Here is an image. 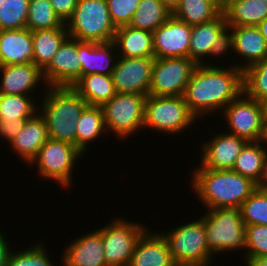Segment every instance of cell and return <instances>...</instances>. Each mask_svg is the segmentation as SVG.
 <instances>
[{
  "instance_id": "cell-1",
  "label": "cell",
  "mask_w": 267,
  "mask_h": 266,
  "mask_svg": "<svg viewBox=\"0 0 267 266\" xmlns=\"http://www.w3.org/2000/svg\"><path fill=\"white\" fill-rule=\"evenodd\" d=\"M198 64L183 95L197 119L217 114L243 92V71L230 66Z\"/></svg>"
},
{
  "instance_id": "cell-2",
  "label": "cell",
  "mask_w": 267,
  "mask_h": 266,
  "mask_svg": "<svg viewBox=\"0 0 267 266\" xmlns=\"http://www.w3.org/2000/svg\"><path fill=\"white\" fill-rule=\"evenodd\" d=\"M190 188L205 209L240 208L258 185L233 169H194Z\"/></svg>"
},
{
  "instance_id": "cell-3",
  "label": "cell",
  "mask_w": 267,
  "mask_h": 266,
  "mask_svg": "<svg viewBox=\"0 0 267 266\" xmlns=\"http://www.w3.org/2000/svg\"><path fill=\"white\" fill-rule=\"evenodd\" d=\"M38 112L47 125L48 137L76 146L79 117L88 106L72 87H44Z\"/></svg>"
},
{
  "instance_id": "cell-4",
  "label": "cell",
  "mask_w": 267,
  "mask_h": 266,
  "mask_svg": "<svg viewBox=\"0 0 267 266\" xmlns=\"http://www.w3.org/2000/svg\"><path fill=\"white\" fill-rule=\"evenodd\" d=\"M202 216L206 243L213 256L237 250L244 252L242 255L246 254V229L240 208L209 209Z\"/></svg>"
},
{
  "instance_id": "cell-5",
  "label": "cell",
  "mask_w": 267,
  "mask_h": 266,
  "mask_svg": "<svg viewBox=\"0 0 267 266\" xmlns=\"http://www.w3.org/2000/svg\"><path fill=\"white\" fill-rule=\"evenodd\" d=\"M65 25L69 37L81 42H112L117 30L110 17L107 0H78Z\"/></svg>"
},
{
  "instance_id": "cell-6",
  "label": "cell",
  "mask_w": 267,
  "mask_h": 266,
  "mask_svg": "<svg viewBox=\"0 0 267 266\" xmlns=\"http://www.w3.org/2000/svg\"><path fill=\"white\" fill-rule=\"evenodd\" d=\"M199 216L200 218L179 224V227L170 231H161L177 266H211V261L215 258L206 243L204 218Z\"/></svg>"
},
{
  "instance_id": "cell-7",
  "label": "cell",
  "mask_w": 267,
  "mask_h": 266,
  "mask_svg": "<svg viewBox=\"0 0 267 266\" xmlns=\"http://www.w3.org/2000/svg\"><path fill=\"white\" fill-rule=\"evenodd\" d=\"M198 122L183 96L148 95L144 105L143 128L173 136Z\"/></svg>"
},
{
  "instance_id": "cell-8",
  "label": "cell",
  "mask_w": 267,
  "mask_h": 266,
  "mask_svg": "<svg viewBox=\"0 0 267 266\" xmlns=\"http://www.w3.org/2000/svg\"><path fill=\"white\" fill-rule=\"evenodd\" d=\"M83 155L76 146L49 138L28 166H35L39 177L52 179L65 189L71 187L73 169Z\"/></svg>"
},
{
  "instance_id": "cell-9",
  "label": "cell",
  "mask_w": 267,
  "mask_h": 266,
  "mask_svg": "<svg viewBox=\"0 0 267 266\" xmlns=\"http://www.w3.org/2000/svg\"><path fill=\"white\" fill-rule=\"evenodd\" d=\"M145 99V95L117 93L104 103L101 108L107 133L112 131L122 141L142 130Z\"/></svg>"
},
{
  "instance_id": "cell-10",
  "label": "cell",
  "mask_w": 267,
  "mask_h": 266,
  "mask_svg": "<svg viewBox=\"0 0 267 266\" xmlns=\"http://www.w3.org/2000/svg\"><path fill=\"white\" fill-rule=\"evenodd\" d=\"M139 221L132 222L116 217L97 230L102 235L107 266H128L137 241L149 229Z\"/></svg>"
},
{
  "instance_id": "cell-11",
  "label": "cell",
  "mask_w": 267,
  "mask_h": 266,
  "mask_svg": "<svg viewBox=\"0 0 267 266\" xmlns=\"http://www.w3.org/2000/svg\"><path fill=\"white\" fill-rule=\"evenodd\" d=\"M197 65L189 57L155 58L149 95L183 96Z\"/></svg>"
},
{
  "instance_id": "cell-12",
  "label": "cell",
  "mask_w": 267,
  "mask_h": 266,
  "mask_svg": "<svg viewBox=\"0 0 267 266\" xmlns=\"http://www.w3.org/2000/svg\"><path fill=\"white\" fill-rule=\"evenodd\" d=\"M227 53L228 26L223 12L209 22L192 26L189 46L190 59L197 64H207L206 60H208V64H212L209 60H213V57L221 58L222 55L227 56Z\"/></svg>"
},
{
  "instance_id": "cell-13",
  "label": "cell",
  "mask_w": 267,
  "mask_h": 266,
  "mask_svg": "<svg viewBox=\"0 0 267 266\" xmlns=\"http://www.w3.org/2000/svg\"><path fill=\"white\" fill-rule=\"evenodd\" d=\"M218 114L225 120V125L229 128L227 132L247 141H260L263 121L261 106L257 100L242 92Z\"/></svg>"
},
{
  "instance_id": "cell-14",
  "label": "cell",
  "mask_w": 267,
  "mask_h": 266,
  "mask_svg": "<svg viewBox=\"0 0 267 266\" xmlns=\"http://www.w3.org/2000/svg\"><path fill=\"white\" fill-rule=\"evenodd\" d=\"M155 57H119L111 74L117 93L149 95Z\"/></svg>"
},
{
  "instance_id": "cell-15",
  "label": "cell",
  "mask_w": 267,
  "mask_h": 266,
  "mask_svg": "<svg viewBox=\"0 0 267 266\" xmlns=\"http://www.w3.org/2000/svg\"><path fill=\"white\" fill-rule=\"evenodd\" d=\"M210 135V140H202L200 166L194 169L228 170L233 169L237 157L247 140L229 132ZM214 136V137H212Z\"/></svg>"
},
{
  "instance_id": "cell-16",
  "label": "cell",
  "mask_w": 267,
  "mask_h": 266,
  "mask_svg": "<svg viewBox=\"0 0 267 266\" xmlns=\"http://www.w3.org/2000/svg\"><path fill=\"white\" fill-rule=\"evenodd\" d=\"M48 87H72L81 77L78 40L67 37L43 70Z\"/></svg>"
},
{
  "instance_id": "cell-17",
  "label": "cell",
  "mask_w": 267,
  "mask_h": 266,
  "mask_svg": "<svg viewBox=\"0 0 267 266\" xmlns=\"http://www.w3.org/2000/svg\"><path fill=\"white\" fill-rule=\"evenodd\" d=\"M231 51L239 56V60H242L241 63L232 62V64L244 71L249 66L267 58V41L257 26L228 27L229 54Z\"/></svg>"
},
{
  "instance_id": "cell-18",
  "label": "cell",
  "mask_w": 267,
  "mask_h": 266,
  "mask_svg": "<svg viewBox=\"0 0 267 266\" xmlns=\"http://www.w3.org/2000/svg\"><path fill=\"white\" fill-rule=\"evenodd\" d=\"M192 26L173 15L153 34L155 58L189 57Z\"/></svg>"
},
{
  "instance_id": "cell-19",
  "label": "cell",
  "mask_w": 267,
  "mask_h": 266,
  "mask_svg": "<svg viewBox=\"0 0 267 266\" xmlns=\"http://www.w3.org/2000/svg\"><path fill=\"white\" fill-rule=\"evenodd\" d=\"M66 245L60 266H107L101 233L95 229Z\"/></svg>"
},
{
  "instance_id": "cell-20",
  "label": "cell",
  "mask_w": 267,
  "mask_h": 266,
  "mask_svg": "<svg viewBox=\"0 0 267 266\" xmlns=\"http://www.w3.org/2000/svg\"><path fill=\"white\" fill-rule=\"evenodd\" d=\"M0 74V94L34 96L36 86L48 87L43 71L34 63L0 66Z\"/></svg>"
},
{
  "instance_id": "cell-21",
  "label": "cell",
  "mask_w": 267,
  "mask_h": 266,
  "mask_svg": "<svg viewBox=\"0 0 267 266\" xmlns=\"http://www.w3.org/2000/svg\"><path fill=\"white\" fill-rule=\"evenodd\" d=\"M146 230L136 243L128 266H177L161 232Z\"/></svg>"
},
{
  "instance_id": "cell-22",
  "label": "cell",
  "mask_w": 267,
  "mask_h": 266,
  "mask_svg": "<svg viewBox=\"0 0 267 266\" xmlns=\"http://www.w3.org/2000/svg\"><path fill=\"white\" fill-rule=\"evenodd\" d=\"M81 76L88 74L111 75L118 58L115 43L81 42L78 40Z\"/></svg>"
},
{
  "instance_id": "cell-23",
  "label": "cell",
  "mask_w": 267,
  "mask_h": 266,
  "mask_svg": "<svg viewBox=\"0 0 267 266\" xmlns=\"http://www.w3.org/2000/svg\"><path fill=\"white\" fill-rule=\"evenodd\" d=\"M48 139L45 120L37 112L27 120L24 127L7 146L11 147L12 153L16 152L15 154L21 158V161L29 165Z\"/></svg>"
},
{
  "instance_id": "cell-24",
  "label": "cell",
  "mask_w": 267,
  "mask_h": 266,
  "mask_svg": "<svg viewBox=\"0 0 267 266\" xmlns=\"http://www.w3.org/2000/svg\"><path fill=\"white\" fill-rule=\"evenodd\" d=\"M33 63L32 31L28 28L0 31V66Z\"/></svg>"
},
{
  "instance_id": "cell-25",
  "label": "cell",
  "mask_w": 267,
  "mask_h": 266,
  "mask_svg": "<svg viewBox=\"0 0 267 266\" xmlns=\"http://www.w3.org/2000/svg\"><path fill=\"white\" fill-rule=\"evenodd\" d=\"M113 42L119 57H154L153 34L129 25L118 27Z\"/></svg>"
},
{
  "instance_id": "cell-26",
  "label": "cell",
  "mask_w": 267,
  "mask_h": 266,
  "mask_svg": "<svg viewBox=\"0 0 267 266\" xmlns=\"http://www.w3.org/2000/svg\"><path fill=\"white\" fill-rule=\"evenodd\" d=\"M233 170L264 186L267 177V149L260 141H248L237 157Z\"/></svg>"
},
{
  "instance_id": "cell-27",
  "label": "cell",
  "mask_w": 267,
  "mask_h": 266,
  "mask_svg": "<svg viewBox=\"0 0 267 266\" xmlns=\"http://www.w3.org/2000/svg\"><path fill=\"white\" fill-rule=\"evenodd\" d=\"M228 27L257 26L267 18L264 0H229L223 7Z\"/></svg>"
},
{
  "instance_id": "cell-28",
  "label": "cell",
  "mask_w": 267,
  "mask_h": 266,
  "mask_svg": "<svg viewBox=\"0 0 267 266\" xmlns=\"http://www.w3.org/2000/svg\"><path fill=\"white\" fill-rule=\"evenodd\" d=\"M72 88L90 106H102L117 94L112 76L104 74L81 76Z\"/></svg>"
},
{
  "instance_id": "cell-29",
  "label": "cell",
  "mask_w": 267,
  "mask_h": 266,
  "mask_svg": "<svg viewBox=\"0 0 267 266\" xmlns=\"http://www.w3.org/2000/svg\"><path fill=\"white\" fill-rule=\"evenodd\" d=\"M68 36L66 27L32 31L33 63L43 71Z\"/></svg>"
},
{
  "instance_id": "cell-30",
  "label": "cell",
  "mask_w": 267,
  "mask_h": 266,
  "mask_svg": "<svg viewBox=\"0 0 267 266\" xmlns=\"http://www.w3.org/2000/svg\"><path fill=\"white\" fill-rule=\"evenodd\" d=\"M77 122L76 147L85 155L92 141L95 142L98 137L99 140L104 133L107 134L101 106L88 105Z\"/></svg>"
},
{
  "instance_id": "cell-31",
  "label": "cell",
  "mask_w": 267,
  "mask_h": 266,
  "mask_svg": "<svg viewBox=\"0 0 267 266\" xmlns=\"http://www.w3.org/2000/svg\"><path fill=\"white\" fill-rule=\"evenodd\" d=\"M222 7L217 0H181L172 15L190 26H195L217 18L222 13Z\"/></svg>"
},
{
  "instance_id": "cell-32",
  "label": "cell",
  "mask_w": 267,
  "mask_h": 266,
  "mask_svg": "<svg viewBox=\"0 0 267 266\" xmlns=\"http://www.w3.org/2000/svg\"><path fill=\"white\" fill-rule=\"evenodd\" d=\"M171 16L161 0H140L129 26L154 32Z\"/></svg>"
},
{
  "instance_id": "cell-33",
  "label": "cell",
  "mask_w": 267,
  "mask_h": 266,
  "mask_svg": "<svg viewBox=\"0 0 267 266\" xmlns=\"http://www.w3.org/2000/svg\"><path fill=\"white\" fill-rule=\"evenodd\" d=\"M34 99L31 95L0 94V123L33 117L38 112Z\"/></svg>"
},
{
  "instance_id": "cell-34",
  "label": "cell",
  "mask_w": 267,
  "mask_h": 266,
  "mask_svg": "<svg viewBox=\"0 0 267 266\" xmlns=\"http://www.w3.org/2000/svg\"><path fill=\"white\" fill-rule=\"evenodd\" d=\"M66 27L49 0H30L26 28L31 31Z\"/></svg>"
},
{
  "instance_id": "cell-35",
  "label": "cell",
  "mask_w": 267,
  "mask_h": 266,
  "mask_svg": "<svg viewBox=\"0 0 267 266\" xmlns=\"http://www.w3.org/2000/svg\"><path fill=\"white\" fill-rule=\"evenodd\" d=\"M245 226L267 225V188L258 186L240 207Z\"/></svg>"
},
{
  "instance_id": "cell-36",
  "label": "cell",
  "mask_w": 267,
  "mask_h": 266,
  "mask_svg": "<svg viewBox=\"0 0 267 266\" xmlns=\"http://www.w3.org/2000/svg\"><path fill=\"white\" fill-rule=\"evenodd\" d=\"M243 92L258 102L267 99V58L243 71Z\"/></svg>"
},
{
  "instance_id": "cell-37",
  "label": "cell",
  "mask_w": 267,
  "mask_h": 266,
  "mask_svg": "<svg viewBox=\"0 0 267 266\" xmlns=\"http://www.w3.org/2000/svg\"><path fill=\"white\" fill-rule=\"evenodd\" d=\"M29 248L20 251H11L6 266H56L48 255V246L44 241H36ZM44 242V243H43Z\"/></svg>"
},
{
  "instance_id": "cell-38",
  "label": "cell",
  "mask_w": 267,
  "mask_h": 266,
  "mask_svg": "<svg viewBox=\"0 0 267 266\" xmlns=\"http://www.w3.org/2000/svg\"><path fill=\"white\" fill-rule=\"evenodd\" d=\"M30 0H5L0 6V31L26 28Z\"/></svg>"
},
{
  "instance_id": "cell-39",
  "label": "cell",
  "mask_w": 267,
  "mask_h": 266,
  "mask_svg": "<svg viewBox=\"0 0 267 266\" xmlns=\"http://www.w3.org/2000/svg\"><path fill=\"white\" fill-rule=\"evenodd\" d=\"M246 229L244 257H267V225H249Z\"/></svg>"
},
{
  "instance_id": "cell-40",
  "label": "cell",
  "mask_w": 267,
  "mask_h": 266,
  "mask_svg": "<svg viewBox=\"0 0 267 266\" xmlns=\"http://www.w3.org/2000/svg\"><path fill=\"white\" fill-rule=\"evenodd\" d=\"M140 0H107L110 17L115 27L129 25Z\"/></svg>"
},
{
  "instance_id": "cell-41",
  "label": "cell",
  "mask_w": 267,
  "mask_h": 266,
  "mask_svg": "<svg viewBox=\"0 0 267 266\" xmlns=\"http://www.w3.org/2000/svg\"><path fill=\"white\" fill-rule=\"evenodd\" d=\"M53 10L60 20L66 24V22L72 16L75 8L77 7L78 0H49Z\"/></svg>"
},
{
  "instance_id": "cell-42",
  "label": "cell",
  "mask_w": 267,
  "mask_h": 266,
  "mask_svg": "<svg viewBox=\"0 0 267 266\" xmlns=\"http://www.w3.org/2000/svg\"><path fill=\"white\" fill-rule=\"evenodd\" d=\"M28 119L29 118H20L17 121L0 123V138L2 137L9 144L24 127Z\"/></svg>"
},
{
  "instance_id": "cell-43",
  "label": "cell",
  "mask_w": 267,
  "mask_h": 266,
  "mask_svg": "<svg viewBox=\"0 0 267 266\" xmlns=\"http://www.w3.org/2000/svg\"><path fill=\"white\" fill-rule=\"evenodd\" d=\"M4 235L0 230V266H6L9 254L14 250V248L11 250L9 246L11 241L6 240Z\"/></svg>"
},
{
  "instance_id": "cell-44",
  "label": "cell",
  "mask_w": 267,
  "mask_h": 266,
  "mask_svg": "<svg viewBox=\"0 0 267 266\" xmlns=\"http://www.w3.org/2000/svg\"><path fill=\"white\" fill-rule=\"evenodd\" d=\"M245 266H267V257H243Z\"/></svg>"
},
{
  "instance_id": "cell-45",
  "label": "cell",
  "mask_w": 267,
  "mask_h": 266,
  "mask_svg": "<svg viewBox=\"0 0 267 266\" xmlns=\"http://www.w3.org/2000/svg\"><path fill=\"white\" fill-rule=\"evenodd\" d=\"M163 5L173 14L179 7L181 0H161Z\"/></svg>"
},
{
  "instance_id": "cell-46",
  "label": "cell",
  "mask_w": 267,
  "mask_h": 266,
  "mask_svg": "<svg viewBox=\"0 0 267 266\" xmlns=\"http://www.w3.org/2000/svg\"><path fill=\"white\" fill-rule=\"evenodd\" d=\"M257 28L259 29L260 33L263 35V37L267 41V18L264 19L262 22H260L257 25Z\"/></svg>"
},
{
  "instance_id": "cell-47",
  "label": "cell",
  "mask_w": 267,
  "mask_h": 266,
  "mask_svg": "<svg viewBox=\"0 0 267 266\" xmlns=\"http://www.w3.org/2000/svg\"><path fill=\"white\" fill-rule=\"evenodd\" d=\"M261 106L262 121L267 122V99L259 101Z\"/></svg>"
},
{
  "instance_id": "cell-48",
  "label": "cell",
  "mask_w": 267,
  "mask_h": 266,
  "mask_svg": "<svg viewBox=\"0 0 267 266\" xmlns=\"http://www.w3.org/2000/svg\"><path fill=\"white\" fill-rule=\"evenodd\" d=\"M260 143L267 149V122H263L262 135Z\"/></svg>"
},
{
  "instance_id": "cell-49",
  "label": "cell",
  "mask_w": 267,
  "mask_h": 266,
  "mask_svg": "<svg viewBox=\"0 0 267 266\" xmlns=\"http://www.w3.org/2000/svg\"><path fill=\"white\" fill-rule=\"evenodd\" d=\"M222 6H224L229 0H217Z\"/></svg>"
},
{
  "instance_id": "cell-50",
  "label": "cell",
  "mask_w": 267,
  "mask_h": 266,
  "mask_svg": "<svg viewBox=\"0 0 267 266\" xmlns=\"http://www.w3.org/2000/svg\"><path fill=\"white\" fill-rule=\"evenodd\" d=\"M263 187L267 188V177H266V180H265V183H264Z\"/></svg>"
},
{
  "instance_id": "cell-51",
  "label": "cell",
  "mask_w": 267,
  "mask_h": 266,
  "mask_svg": "<svg viewBox=\"0 0 267 266\" xmlns=\"http://www.w3.org/2000/svg\"><path fill=\"white\" fill-rule=\"evenodd\" d=\"M5 0H0V6H1V4L4 2Z\"/></svg>"
}]
</instances>
